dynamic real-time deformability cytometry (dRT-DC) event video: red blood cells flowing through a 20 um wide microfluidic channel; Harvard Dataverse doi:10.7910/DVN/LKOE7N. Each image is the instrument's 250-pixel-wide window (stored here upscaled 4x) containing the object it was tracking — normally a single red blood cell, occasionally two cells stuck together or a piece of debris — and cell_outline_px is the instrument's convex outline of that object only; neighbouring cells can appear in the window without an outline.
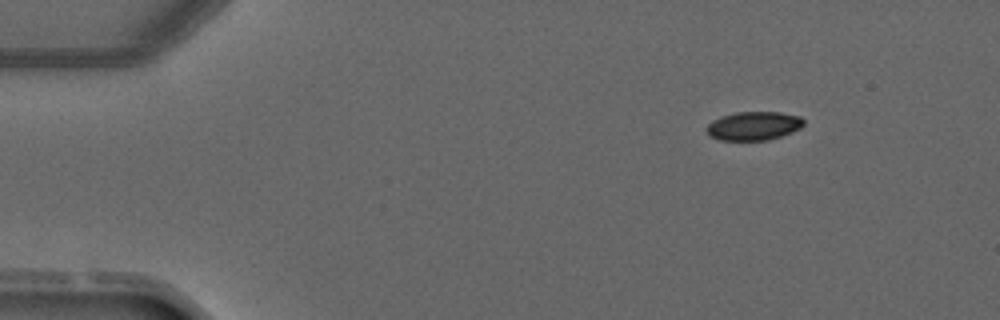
{"species": "common noctule bat (a hibernating species)", "species_latin": "Nyctalus noctula", "temperature_condition": "warm", "stored_images_in_passage": 4, "camera_frame_rate_fps": 3000, "um_per_image_px": 0.085, "animal": {"sex": "male", "forearm_length_mm": 52.5}, "frame": {"image": 1, "passage_image": 1, "time_ms": 0.0, "image_size_px": [1000, 320], "cell_outline_px": [[804, 124], [800, 128], [792, 132], [768, 140], [720, 140], [708, 136], [704, 128], [712, 120], [736, 112], [780, 112], [800, 116], [804, 120]], "centroid_in_image_um": [64.04, 10.7], "position_along_channel_um": 21.0, "area_um2": 16.3}}
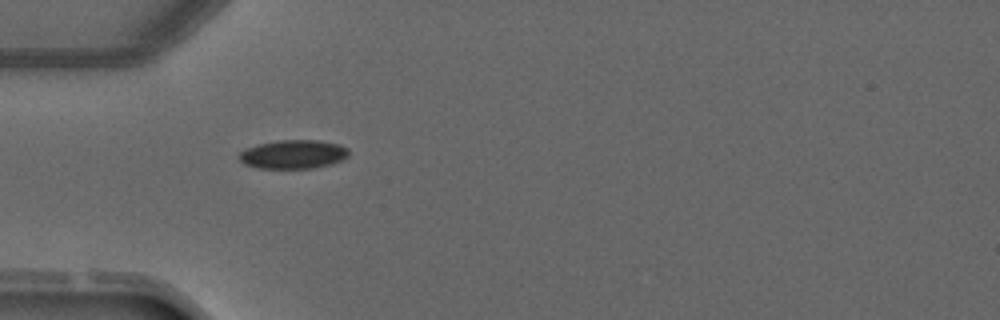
{"frame": {"image": 2, "passage_image": 3, "time_ms": 2.667, "image_size_px": [1000, 320], "cell_outline_px": [[348, 156], [344, 160], [332, 164], [312, 168], [260, 168], [244, 164], [236, 156], [240, 152], [248, 148], [260, 144], [280, 140], [316, 140], [340, 144], [348, 148]], "centroid_in_image_um": [24.96, 13.12], "position_along_channel_um": 60.0, "area_um2": 18.38}}
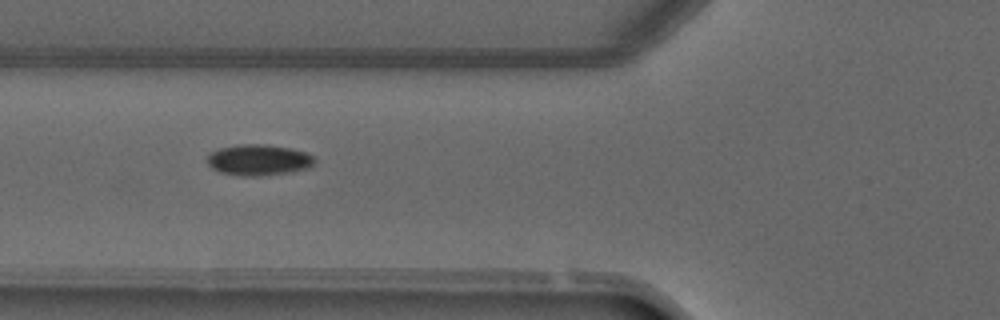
{"frame": {"image": 3, "passage_image": 4, "time_ms": 3.667, "image_size_px": [1000, 320], "cell_outline_px": [[316, 164], [308, 168], [292, 172], [260, 176], [244, 176], [220, 172], [212, 168], [208, 164], [208, 156], [212, 152], [220, 148], [240, 144], [264, 144], [292, 148], [304, 152], [312, 156], [316, 160]], "centroid_in_image_um": [22.03, 13.6], "position_along_channel_um": 103.8, "area_um2": 19.42}}